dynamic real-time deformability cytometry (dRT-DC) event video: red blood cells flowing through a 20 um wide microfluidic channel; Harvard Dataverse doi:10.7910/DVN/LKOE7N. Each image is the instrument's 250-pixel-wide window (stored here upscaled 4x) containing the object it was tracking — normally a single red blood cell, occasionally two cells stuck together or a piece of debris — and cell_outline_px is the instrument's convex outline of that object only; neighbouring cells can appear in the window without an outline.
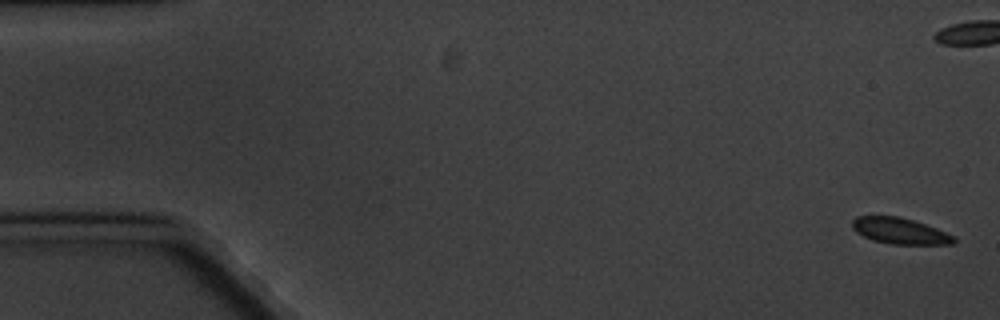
{"species": "common noctule bat (a hibernating species)", "species_latin": "Nyctalus noctula", "temperature_condition": "cold", "stored_images_in_passage": 9, "camera_frame_rate_fps": 3000, "um_per_image_px": 0.085, "animal": {"sex": "male", "body_mass_g": 20.1, "forearm_length_mm": 53.5}, "frame": {"image": 1, "passage_image": 1, "time_ms": 0.0, "image_size_px": [1000, 320], "cell_outline_px": [[956, 240], [952, 244], [892, 244], [872, 240], [856, 232], [852, 228], [852, 220], [856, 216], [900, 216], [936, 228], [956, 236]], "centroid_in_image_um": [76.49, 19.63], "position_along_channel_um": 8.5, "area_um2": 15.43}}